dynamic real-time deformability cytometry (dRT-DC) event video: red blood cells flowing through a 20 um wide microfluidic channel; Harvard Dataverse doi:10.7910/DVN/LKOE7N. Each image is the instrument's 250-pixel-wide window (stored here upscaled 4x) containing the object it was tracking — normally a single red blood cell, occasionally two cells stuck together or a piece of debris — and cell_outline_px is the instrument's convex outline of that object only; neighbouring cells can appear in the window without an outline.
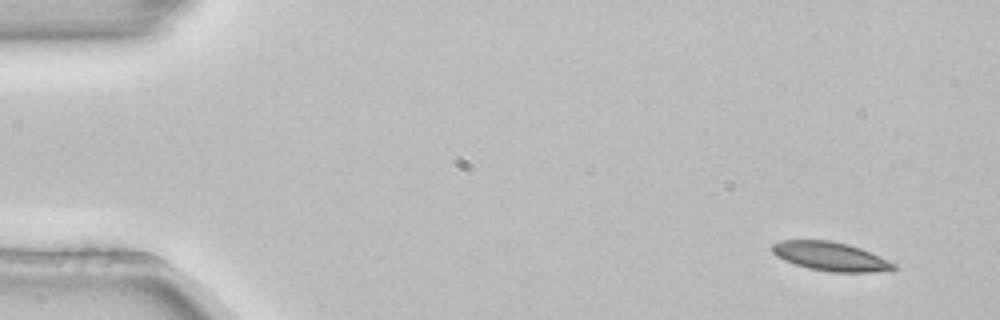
{"species": "common noctule bat (a hibernating species)", "species_latin": "Nyctalus noctula", "temperature_condition": "room temperature", "stored_images_in_passage": 4, "segment_of_instrument_passage": [1, 2], "camera_frame_rate_fps": 3000, "um_per_image_px": 0.085, "animal": {"sex": "female", "body_mass_g": 22.7, "forearm_length_mm": 54.2}, "frame": {"image": 1, "passage_image": 1, "time_ms": 0.0, "image_size_px": [1000, 320], "cell_outline_px": [[896, 268], [872, 272], [832, 272], [808, 268], [784, 260], [776, 256], [772, 252], [772, 244], [780, 240], [828, 240], [848, 244], [860, 248], [880, 256], [896, 264]], "centroid_in_image_um": [70.56, 21.78], "position_along_channel_um": 14.4, "area_um2": 20.29}}